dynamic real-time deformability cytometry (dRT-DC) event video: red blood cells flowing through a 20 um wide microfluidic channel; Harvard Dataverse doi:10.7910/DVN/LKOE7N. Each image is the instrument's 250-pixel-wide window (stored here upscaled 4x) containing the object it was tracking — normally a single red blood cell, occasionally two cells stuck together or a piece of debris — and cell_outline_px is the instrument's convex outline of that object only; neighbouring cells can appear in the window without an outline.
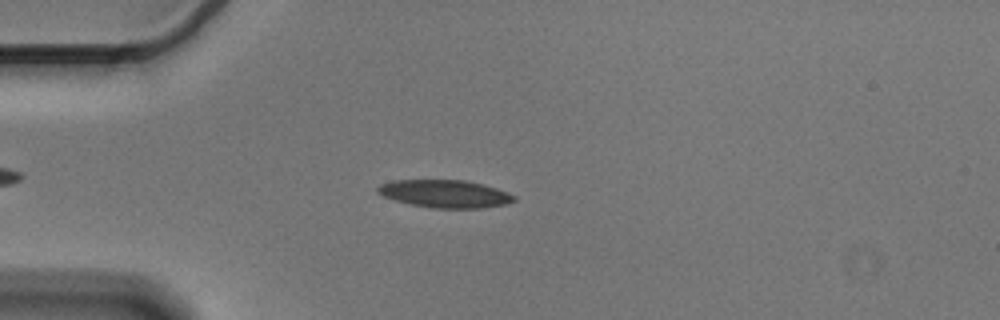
{"species": "Egyptian fruit bat (a non-hibernating species)", "species_latin": "Rousettus aegyptiacus", "temperature_condition": "cold", "stored_images_in_passage": 52, "camera_frame_rate_fps": 3000, "um_per_image_px": 0.085, "animal": {"sex": "male"}, "frame": {"image": 1, "passage_image": 11, "time_ms": 3.333, "image_size_px": [1000, 320], "cell_outline_px": [[516, 200], [508, 204], [480, 208], [432, 208], [412, 204], [396, 200], [384, 196], [376, 192], [376, 188], [380, 184], [392, 180], [464, 180], [484, 184], [496, 188], [516, 196]], "centroid_in_image_um": [37.83, 16.46], "position_along_channel_um": 47.2, "area_um2": 22.02}}
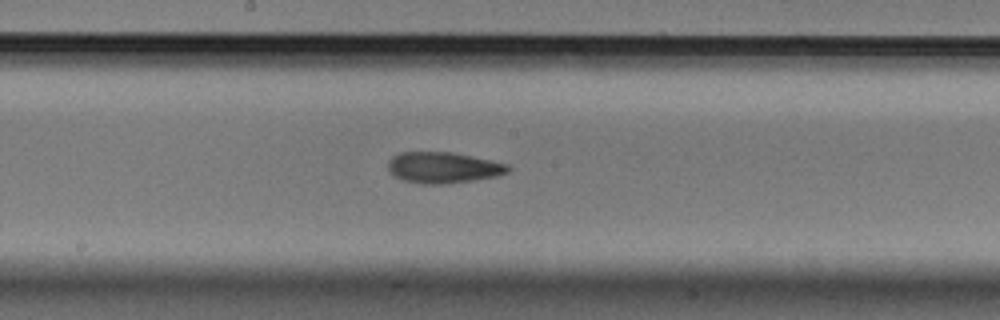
{"frame": {"image": 2, "passage_image": 26, "time_ms": 8.333, "image_size_px": [1000, 320], "cell_outline_px": [[512, 168], [508, 172], [496, 176], [448, 184], [420, 184], [404, 180], [388, 172], [388, 160], [392, 156], [400, 152], [452, 152], [492, 160], [508, 164]], "centroid_in_image_um": [37.67, 14.24], "position_along_channel_um": 210.5, "area_um2": 21.85}}
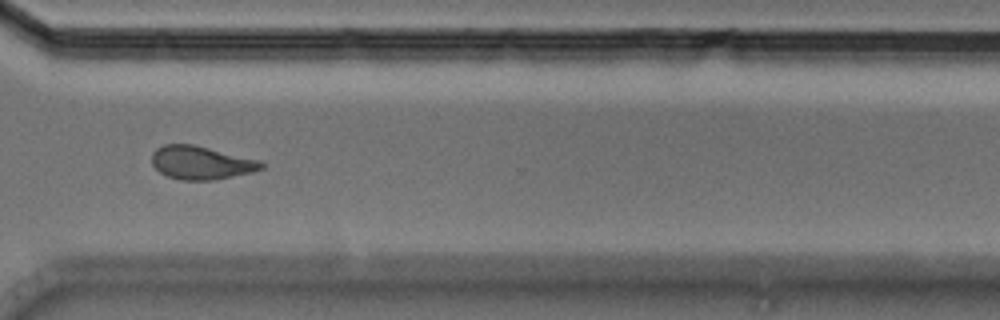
{"frame": {"image": 3, "passage_image": 38, "time_ms": 12.333, "image_size_px": [1000, 320], "cell_outline_px": [[264, 168], [252, 172], [212, 180], [180, 180], [168, 176], [160, 172], [152, 164], [152, 152], [156, 148], [164, 144], [192, 144], [260, 160], [264, 164]], "centroid_in_image_um": [17.08, 13.83], "position_along_channel_um": 353.5, "area_um2": 21.15}, "authors_computed_cell_mechanics": {"area_um2": 21.5305, "velocity_mm_per_s": 3.5815, "shape_relaxation_time_tau1_ms": 10.5309, "shape_relaxation_time_tau2_ms": 3.8139, "deformation_change_tau1": 0.2285, "deformation_change_tau2": 0.1137}}